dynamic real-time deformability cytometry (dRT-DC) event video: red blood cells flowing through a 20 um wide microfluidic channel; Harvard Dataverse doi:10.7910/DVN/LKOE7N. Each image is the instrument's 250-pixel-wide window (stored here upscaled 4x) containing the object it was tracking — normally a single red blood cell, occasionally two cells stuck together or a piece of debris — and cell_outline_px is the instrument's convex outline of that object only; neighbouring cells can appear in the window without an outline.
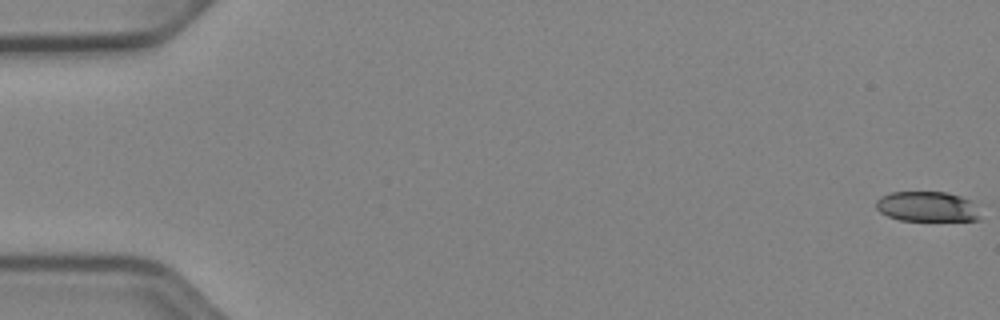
{"species": "Egyptian fruit bat (a non-hibernating species)", "species_latin": "Rousettus aegyptiacus", "temperature_condition": "cold", "stored_images_in_passage": 8, "camera_frame_rate_fps": 3000, "um_per_image_px": 0.085, "animal": {"sex": "female"}, "frame": {"image": 1, "passage_image": 1, "time_ms": 0.0, "image_size_px": [1000, 320], "cell_outline_px": [[980, 220], [900, 220], [888, 216], [880, 212], [876, 208], [876, 200], [880, 196], [892, 192], [948, 192], [960, 196], [968, 200], [980, 216]], "centroid_in_image_um": [78.74, 17.55], "position_along_channel_um": 6.3, "area_um2": 17.98}}